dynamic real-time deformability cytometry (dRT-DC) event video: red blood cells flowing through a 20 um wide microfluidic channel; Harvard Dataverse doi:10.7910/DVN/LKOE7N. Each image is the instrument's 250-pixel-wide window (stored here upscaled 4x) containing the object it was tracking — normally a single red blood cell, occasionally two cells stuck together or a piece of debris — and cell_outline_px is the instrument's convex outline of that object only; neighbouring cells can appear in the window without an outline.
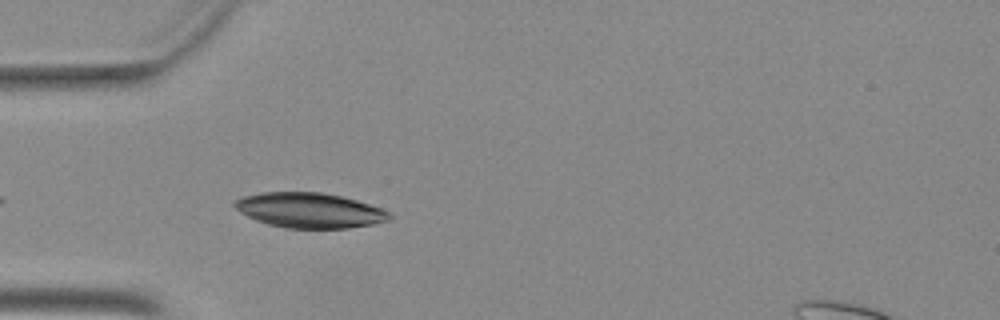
{"species": "Egyptian fruit bat (a non-hibernating species)", "species_latin": "Rousettus aegyptiacus", "temperature_condition": "warm", "stored_images_in_passage": 24, "camera_frame_rate_fps": 3000, "um_per_image_px": 0.085, "animal": {"sex": "female"}, "frame": {"image": 1, "passage_image": 3, "time_ms": 0.667, "image_size_px": [1000, 320], "cell_outline_px": [[392, 216], [388, 220], [372, 224], [348, 228], [284, 228], [268, 224], [256, 220], [240, 212], [232, 204], [232, 200], [244, 196], [260, 192], [320, 192], [340, 196], [356, 200], [380, 208], [388, 212]], "centroid_in_image_um": [26.26, 17.87], "position_along_channel_um": 58.7, "area_um2": 31.5}}
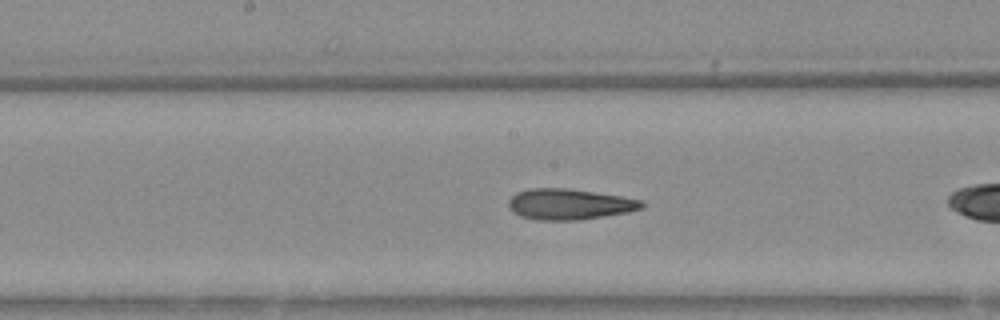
{"frame": {"image": 2, "passage_image": 11, "time_ms": 3.333, "image_size_px": [1000, 320], "cell_outline_px": [[644, 208], [628, 212], [580, 220], [536, 220], [520, 216], [512, 212], [508, 204], [508, 200], [516, 192], [528, 188], [564, 188], [620, 196], [644, 200]], "centroid_in_image_um": [48.38, 17.36], "position_along_channel_um": 199.8, "area_um2": 23.99}}
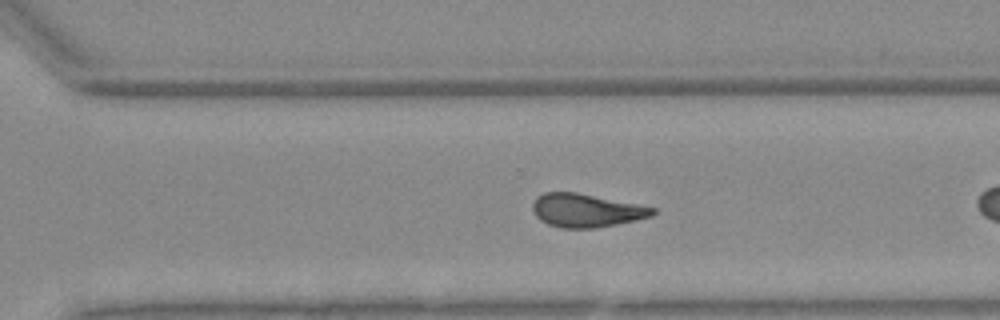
{"frame": {"image": 3, "passage_image": 20, "time_ms": 6.333, "image_size_px": [1000, 320], "cell_outline_px": [[656, 212], [652, 216], [636, 220], [596, 228], [560, 228], [548, 224], [540, 220], [536, 216], [532, 208], [532, 204], [544, 192], [576, 192], [656, 208]], "centroid_in_image_um": [49.83, 17.9], "position_along_channel_um": 320.8, "area_um2": 23.12}}